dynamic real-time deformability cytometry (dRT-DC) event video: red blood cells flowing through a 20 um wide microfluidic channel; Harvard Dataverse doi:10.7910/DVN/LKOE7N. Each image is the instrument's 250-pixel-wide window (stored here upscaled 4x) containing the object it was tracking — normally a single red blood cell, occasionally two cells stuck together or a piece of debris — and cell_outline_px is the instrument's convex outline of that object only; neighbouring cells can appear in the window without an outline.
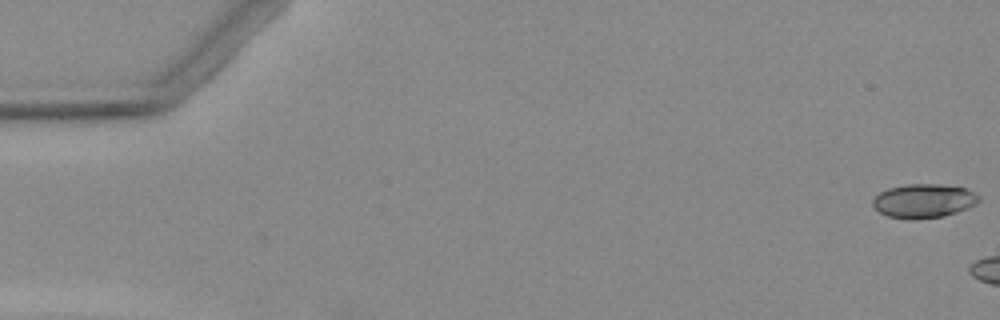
{"species": "Egyptian fruit bat (a non-hibernating species)", "species_latin": "Rousettus aegyptiacus", "temperature_condition": "warm", "stored_images_in_passage": 6, "camera_frame_rate_fps": 3000, "um_per_image_px": 0.085, "animal": {"sex": "female"}, "frame": {"image": 1, "passage_image": 1, "time_ms": 0.0, "image_size_px": [1000, 320], "cell_outline_px": [[980, 200], [976, 204], [968, 208], [944, 216], [912, 220], [908, 220], [888, 216], [880, 212], [872, 204], [872, 200], [880, 192], [888, 188], [908, 184], [940, 184], [964, 188], [980, 196]], "centroid_in_image_um": [78.51, 17.08], "position_along_channel_um": 6.5, "area_um2": 20.98}}